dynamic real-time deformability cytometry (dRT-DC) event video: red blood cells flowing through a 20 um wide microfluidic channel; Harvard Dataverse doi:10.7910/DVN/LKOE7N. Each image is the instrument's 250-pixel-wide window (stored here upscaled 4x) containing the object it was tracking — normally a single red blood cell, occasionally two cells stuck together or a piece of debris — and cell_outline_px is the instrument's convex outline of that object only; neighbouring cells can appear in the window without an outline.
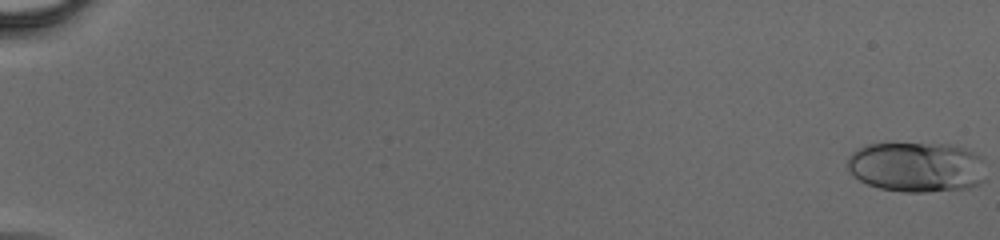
{"species": "human", "species_latin": "Homo sapiens", "temperature_condition": "cold", "stored_images_in_passage": 48, "camera_frame_rate_fps": 3000, "um_per_image_px": 0.085, "donor": {"sex": "male"}, "frame": {"image": 1, "passage_image": 1, "time_ms": 0.0, "image_size_px": [1000, 240], "cell_outline_px": [[984, 180], [968, 188], [928, 192], [904, 192], [880, 188], [868, 184], [852, 176], [848, 168], [848, 156], [852, 152], [864, 144], [948, 144], [964, 148], [980, 156]], "centroid_in_image_um": [77.86, 14.2], "position_along_channel_um": 7.1, "area_um2": 40.34}}
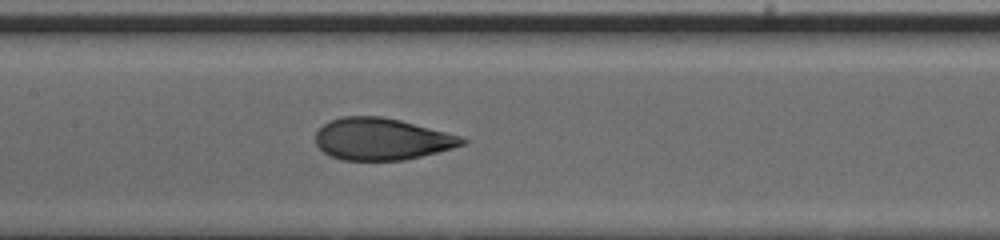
{"frame": {"image": 2, "passage_image": 26, "time_ms": 8.333, "image_size_px": [1000, 240], "cell_outline_px": [[468, 140], [464, 144], [452, 148], [404, 160], [340, 160], [328, 156], [316, 144], [316, 132], [324, 124], [332, 120], [344, 116], [380, 116], [400, 120], [464, 136]], "centroid_in_image_um": [32.45, 11.82], "position_along_channel_um": 174.9, "area_um2": 35.78}}
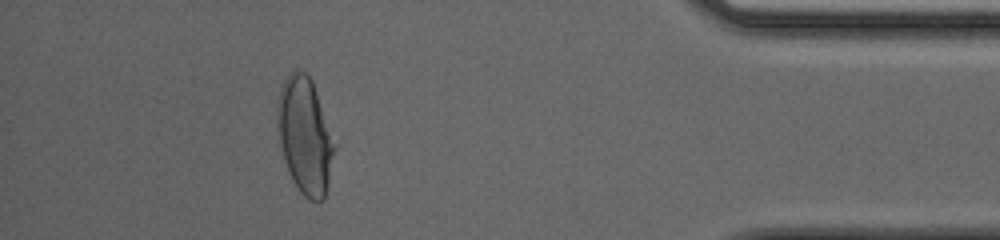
{"frame": {"image": 3, "passage_image": 44, "time_ms": 14.333, "image_size_px": [1000, 240], "cell_outline_px": [[336, 148], [328, 184], [324, 200], [308, 200], [300, 192], [292, 180], [284, 160], [280, 144], [276, 124], [276, 120], [280, 88], [284, 80], [296, 68], [304, 72], [312, 80], [336, 144]], "centroid_in_image_um": [25.92, 11.55], "position_along_channel_um": 409.3, "area_um2": 38.73}}